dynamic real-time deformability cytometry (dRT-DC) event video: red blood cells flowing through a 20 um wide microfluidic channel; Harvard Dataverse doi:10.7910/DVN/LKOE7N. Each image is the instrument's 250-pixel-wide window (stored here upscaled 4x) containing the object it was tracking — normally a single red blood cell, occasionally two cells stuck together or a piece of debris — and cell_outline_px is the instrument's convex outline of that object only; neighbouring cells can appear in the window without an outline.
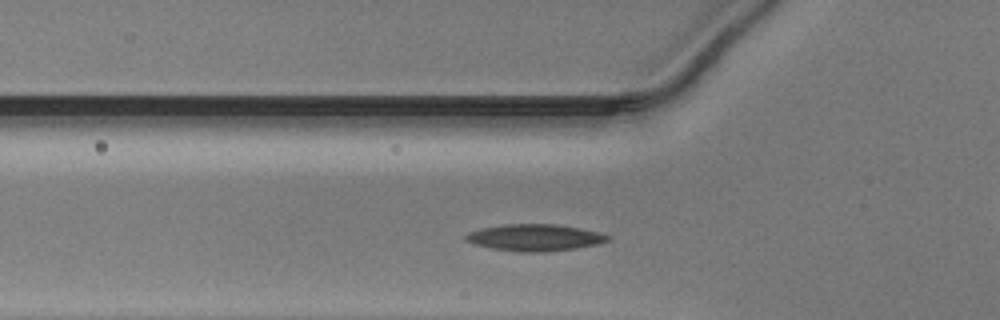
{"species": "Egyptian fruit bat (a non-hibernating species)", "species_latin": "Rousettus aegyptiacus", "temperature_condition": "warm", "stored_images_in_passage": 27, "camera_frame_rate_fps": 3000, "um_per_image_px": 0.085, "animal": {"sex": "male"}, "frame": {"image": 1, "passage_image": 4, "time_ms": 1.0, "image_size_px": [1000, 320], "cell_outline_px": [[608, 240], [600, 244], [576, 248], [544, 252], [520, 252], [492, 248], [476, 244], [464, 240], [464, 236], [468, 232], [480, 228], [504, 224], [556, 224], [580, 228], [596, 232], [608, 236]], "centroid_in_image_um": [45.42, 20.19], "position_along_channel_um": 80.4, "area_um2": 22.02}}
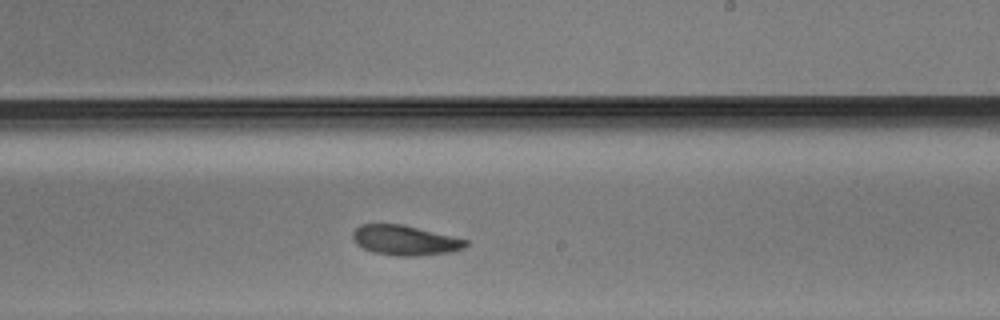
{"frame": {"image": 2, "passage_image": 17, "time_ms": 5.333, "image_size_px": [1000, 320], "cell_outline_px": [[468, 244], [464, 248], [452, 252], [420, 256], [396, 256], [376, 252], [364, 248], [356, 244], [352, 236], [352, 232], [360, 224], [404, 224], [468, 240]], "centroid_in_image_um": [34.44, 20.42], "position_along_channel_um": 254.6, "area_um2": 19.77}}
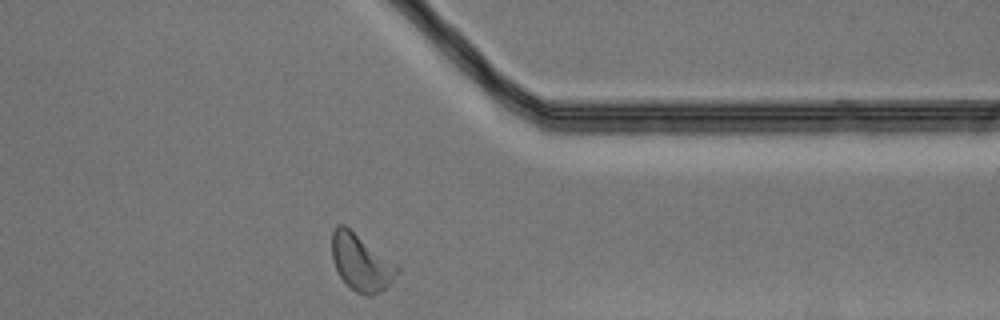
{"frame": {"image": 3, "passage_image": 27, "time_ms": 8.667, "image_size_px": [1000, 320], "cell_outline_px": [[400, 272], [380, 292], [372, 296], [368, 296], [356, 292], [340, 276], [332, 260], [332, 232], [336, 224], [344, 224], [396, 264], [400, 268]], "centroid_in_image_um": [30.68, 22.3], "position_along_channel_um": 380.7, "area_um2": 21.21}}